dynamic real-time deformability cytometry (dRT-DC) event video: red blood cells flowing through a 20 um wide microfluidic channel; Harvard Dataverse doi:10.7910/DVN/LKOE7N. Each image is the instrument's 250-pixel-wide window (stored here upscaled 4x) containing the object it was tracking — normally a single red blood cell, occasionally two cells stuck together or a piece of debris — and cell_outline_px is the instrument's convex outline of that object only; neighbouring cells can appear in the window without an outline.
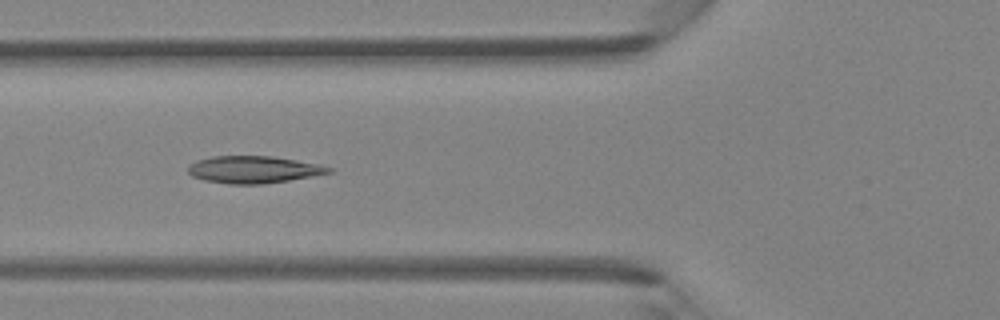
{"species": "Egyptian fruit bat (a non-hibernating species)", "species_latin": "Rousettus aegyptiacus", "temperature_condition": "room temperature", "stored_images_in_passage": 44, "camera_frame_rate_fps": 3000, "um_per_image_px": 0.085, "animal": {"sex": "female"}, "frame": {"image": 1, "passage_image": 16, "time_ms": 5.0, "image_size_px": [1000, 320], "cell_outline_px": [[336, 168], [332, 172], [312, 176], [264, 184], [228, 184], [204, 180], [192, 176], [188, 172], [188, 164], [196, 160], [212, 156], [272, 156], [320, 164]], "centroid_in_image_um": [21.55, 14.41], "position_along_channel_um": 104.2, "area_um2": 22.43}}
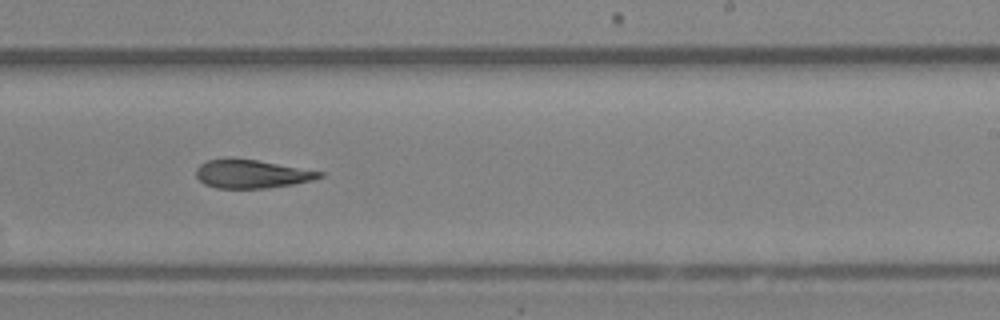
{"frame": {"image": 2, "passage_image": 27, "time_ms": 8.667, "image_size_px": [1000, 320], "cell_outline_px": [[324, 176], [312, 180], [292, 184], [268, 188], [216, 188], [204, 184], [196, 176], [196, 168], [200, 164], [208, 160], [228, 156], [256, 160], [324, 172]], "centroid_in_image_um": [21.34, 14.77], "position_along_channel_um": 267.7, "area_um2": 20.63}}
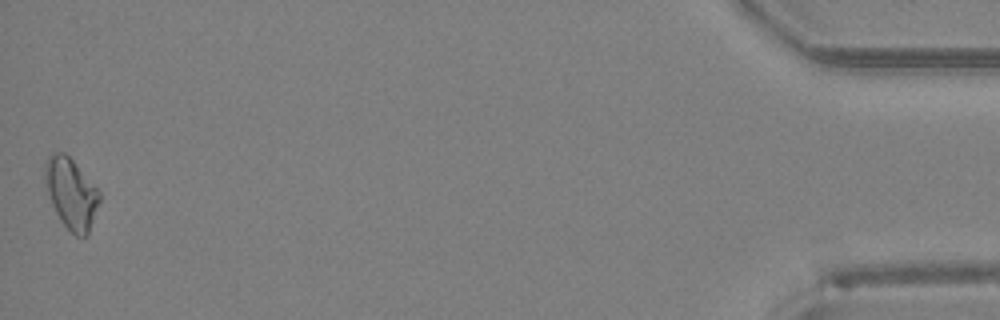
{"frame": {"image": 3, "passage_image": 44, "time_ms": 14.333, "image_size_px": [1000, 320], "cell_outline_px": [[100, 200], [88, 236], [76, 236], [60, 220], [52, 204], [48, 192], [44, 176], [44, 164], [48, 156], [52, 152], [64, 152], [72, 160], [100, 192]], "centroid_in_image_um": [6.04, 16.44], "position_along_channel_um": 429.2, "area_um2": 22.14}}